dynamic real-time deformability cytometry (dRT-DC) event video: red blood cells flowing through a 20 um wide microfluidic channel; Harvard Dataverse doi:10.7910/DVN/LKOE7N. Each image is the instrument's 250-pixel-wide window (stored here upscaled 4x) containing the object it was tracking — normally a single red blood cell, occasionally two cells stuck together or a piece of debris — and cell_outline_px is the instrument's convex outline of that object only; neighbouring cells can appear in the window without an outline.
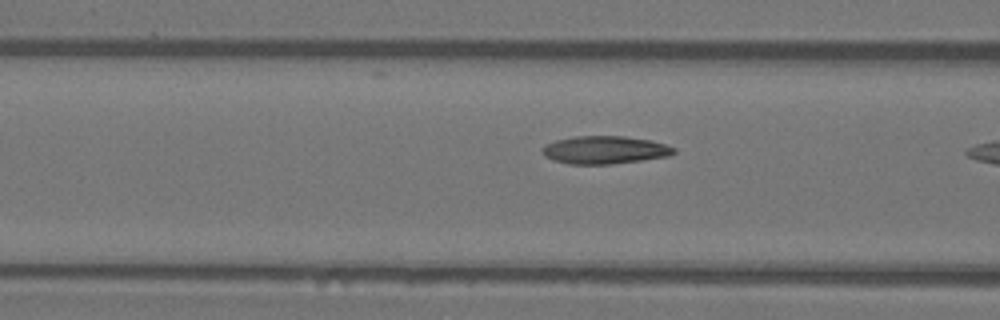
{"species": "Egyptian fruit bat (a non-hibernating species)", "species_latin": "Rousettus aegyptiacus", "temperature_condition": "warm", "stored_images_in_passage": 5, "camera_frame_rate_fps": 3000, "um_per_image_px": 0.085, "animal": {"sex": "female"}, "frame": {"image": 1, "passage_image": 4, "time_ms": 1.0, "image_size_px": [1000, 320], "cell_outline_px": [[676, 152], [668, 156], [612, 164], [568, 164], [552, 160], [544, 156], [540, 148], [544, 144], [556, 140], [576, 136], [624, 136], [648, 140], [664, 144], [676, 148]], "centroid_in_image_um": [51.34, 12.74], "position_along_channel_um": 115.3, "area_um2": 21.39}}